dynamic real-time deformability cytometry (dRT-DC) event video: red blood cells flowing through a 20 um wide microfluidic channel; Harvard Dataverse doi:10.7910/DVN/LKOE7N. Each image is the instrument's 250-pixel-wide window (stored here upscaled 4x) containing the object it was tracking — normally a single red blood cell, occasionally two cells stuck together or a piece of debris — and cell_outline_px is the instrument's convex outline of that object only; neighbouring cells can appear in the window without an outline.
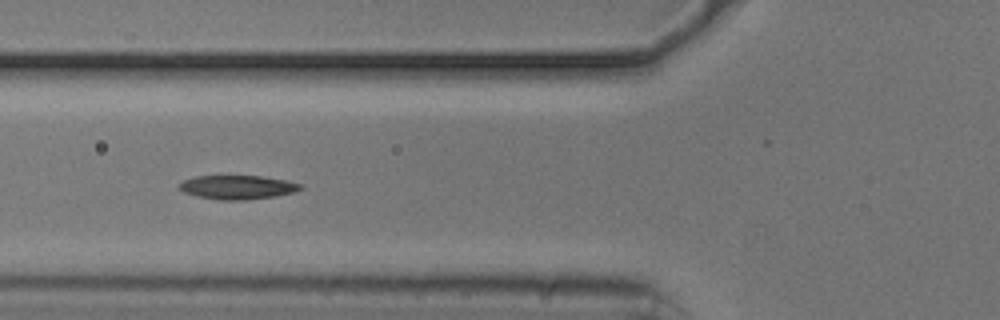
{"species": "common noctule bat (a hibernating species)", "species_latin": "Nyctalus noctula", "temperature_condition": "cold", "stored_images_in_passage": 41, "camera_frame_rate_fps": 3000, "um_per_image_px": 0.085, "animal": {"sex": "male", "body_mass_g": 20.5, "forearm_length_mm": 52.5}, "frame": {"image": 1, "passage_image": 6, "time_ms": 1.667, "image_size_px": [1000, 320], "cell_outline_px": [[304, 188], [292, 192], [276, 196], [244, 200], [220, 200], [196, 196], [184, 192], [180, 188], [180, 184], [184, 180], [196, 176], [260, 176], [288, 180], [304, 184]], "centroid_in_image_um": [20.24, 15.91], "position_along_channel_um": 105.6, "area_um2": 16.88}}
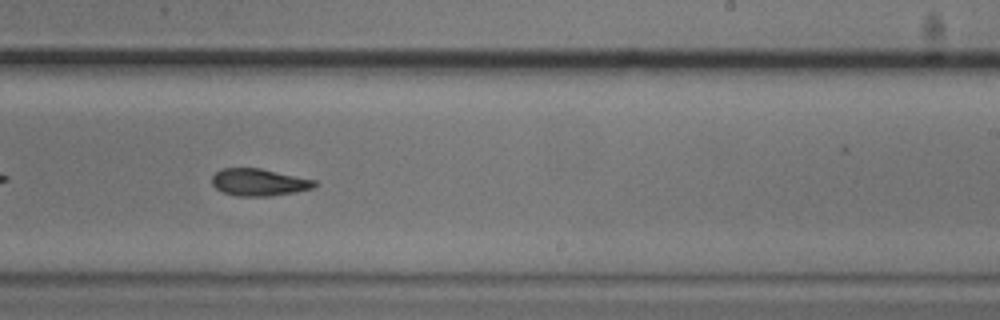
{"frame": {"image": 2, "passage_image": 19, "time_ms": 6.0, "image_size_px": [1000, 320], "cell_outline_px": [[316, 184], [312, 188], [296, 192], [272, 196], [236, 196], [224, 192], [216, 188], [212, 184], [212, 176], [220, 168], [260, 168], [316, 180]], "centroid_in_image_um": [22.0, 15.49], "position_along_channel_um": 267.0, "area_um2": 16.24}}
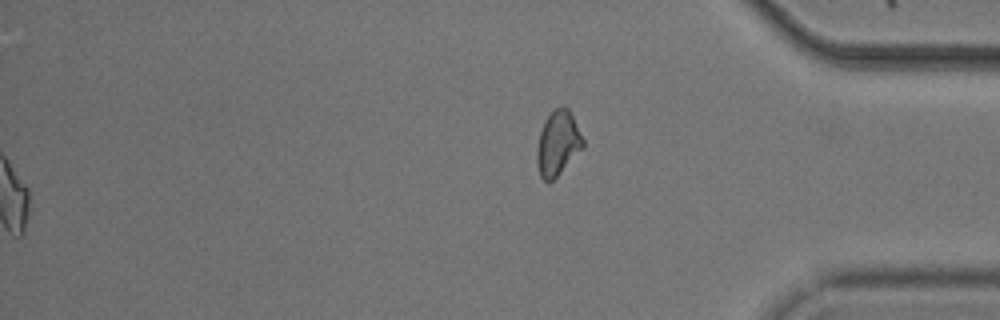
{"frame": {"image": 3, "passage_image": 41, "time_ms": 13.333, "image_size_px": [1000, 320], "cell_outline_px": [[584, 148], [548, 184], [540, 176], [536, 164], [536, 148], [540, 132], [544, 120], [556, 108], [568, 108], [584, 140]], "centroid_in_image_um": [47.4, 12.22], "position_along_channel_um": 387.8, "area_um2": 17.22}, "authors_computed_cell_mechanics": {"area_um2": 16.762, "velocity_mm_per_s": 3.7196, "shape_relaxation_time_tau1_ms": 8.7747, "shape_relaxation_time_tau2_ms": 7.0451, "deformation_change_tau1": 0.2085, "deformation_change_tau2": 0.1317}}